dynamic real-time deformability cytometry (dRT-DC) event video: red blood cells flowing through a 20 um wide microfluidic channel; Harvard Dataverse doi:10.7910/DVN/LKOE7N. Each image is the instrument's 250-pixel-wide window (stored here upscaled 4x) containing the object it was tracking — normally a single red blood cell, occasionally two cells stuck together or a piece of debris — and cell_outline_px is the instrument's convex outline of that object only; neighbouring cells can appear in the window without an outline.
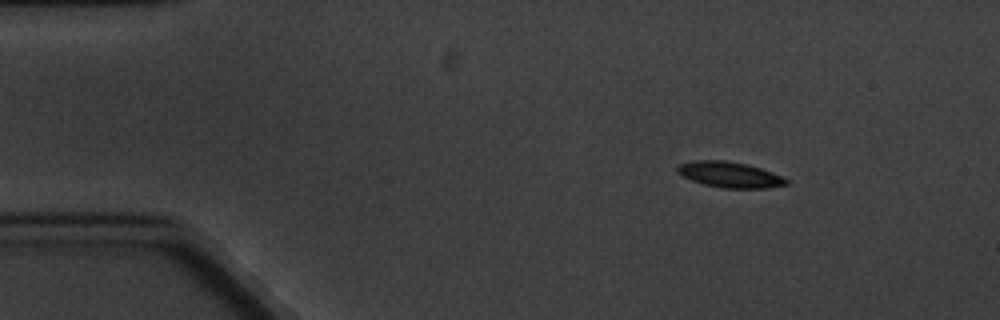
{"species": "common noctule bat (a hibernating species)", "species_latin": "Nyctalus noctula", "temperature_condition": "cold", "stored_images_in_passage": 5, "camera_frame_rate_fps": 3000, "um_per_image_px": 0.085, "animal": {"sex": "male", "body_mass_g": 20.1, "forearm_length_mm": 53.5}, "frame": {"image": 1, "passage_image": 2, "time_ms": 1.0, "image_size_px": [1000, 320], "cell_outline_px": [[788, 184], [764, 188], [724, 188], [704, 184], [692, 180], [676, 172], [676, 168], [680, 164], [696, 160], [724, 160], [748, 164], [772, 172], [788, 180]], "centroid_in_image_um": [62.02, 14.84], "position_along_channel_um": 23.0, "area_um2": 16.13}}
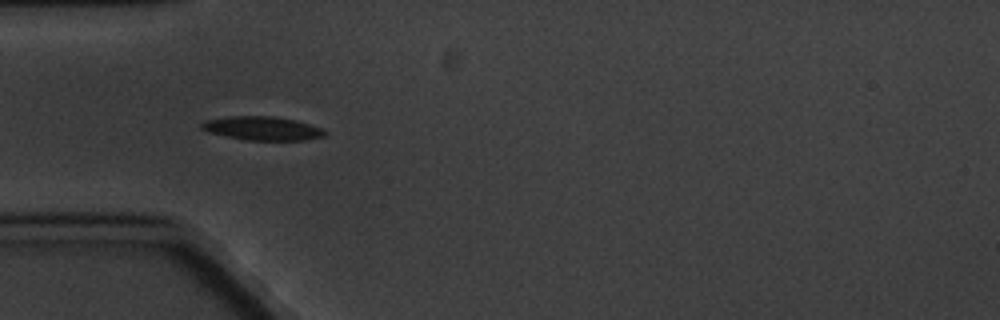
{"frame": {"image": 2, "passage_image": 4, "time_ms": 4.333, "image_size_px": [1000, 320], "cell_outline_px": [[328, 132], [324, 136], [304, 140], [248, 140], [208, 132], [200, 128], [200, 124], [204, 120], [228, 116], [276, 116], [296, 120], [324, 128]], "centroid_in_image_um": [22.32, 10.9], "position_along_channel_um": 62.7, "area_um2": 17.17}}